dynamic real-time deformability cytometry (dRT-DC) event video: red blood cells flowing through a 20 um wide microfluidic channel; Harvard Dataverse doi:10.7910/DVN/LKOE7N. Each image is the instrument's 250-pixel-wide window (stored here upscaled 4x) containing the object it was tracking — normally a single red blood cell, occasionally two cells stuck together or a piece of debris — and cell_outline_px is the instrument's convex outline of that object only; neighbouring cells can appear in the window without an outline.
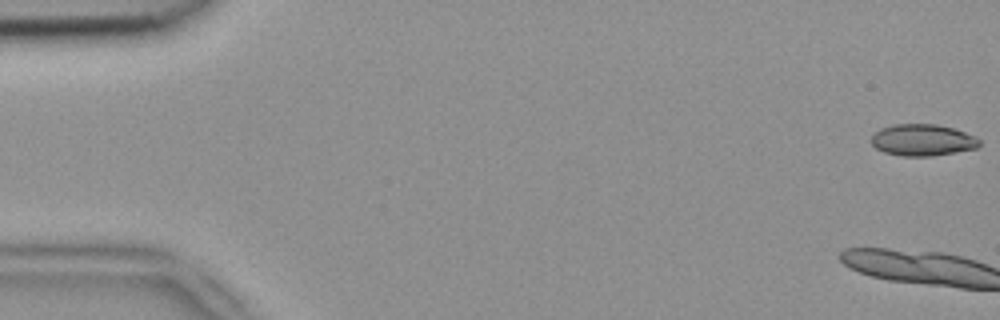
{"species": "common noctule bat (a hibernating species)", "species_latin": "Nyctalus noctula", "temperature_condition": "room temperature", "stored_images_in_passage": 5, "camera_frame_rate_fps": 3000, "um_per_image_px": 0.085, "animal": {"sex": "female", "body_mass_g": 18.4}, "frame": {"image": 1, "passage_image": 1, "time_ms": 0.0, "image_size_px": [1000, 320], "cell_outline_px": [[980, 144], [976, 148], [932, 156], [904, 156], [884, 152], [876, 148], [872, 144], [872, 136], [880, 128], [892, 124], [936, 124], [952, 128], [976, 136], [980, 140]], "centroid_in_image_um": [78.41, 11.9], "position_along_channel_um": 6.6, "area_um2": 19.83}}